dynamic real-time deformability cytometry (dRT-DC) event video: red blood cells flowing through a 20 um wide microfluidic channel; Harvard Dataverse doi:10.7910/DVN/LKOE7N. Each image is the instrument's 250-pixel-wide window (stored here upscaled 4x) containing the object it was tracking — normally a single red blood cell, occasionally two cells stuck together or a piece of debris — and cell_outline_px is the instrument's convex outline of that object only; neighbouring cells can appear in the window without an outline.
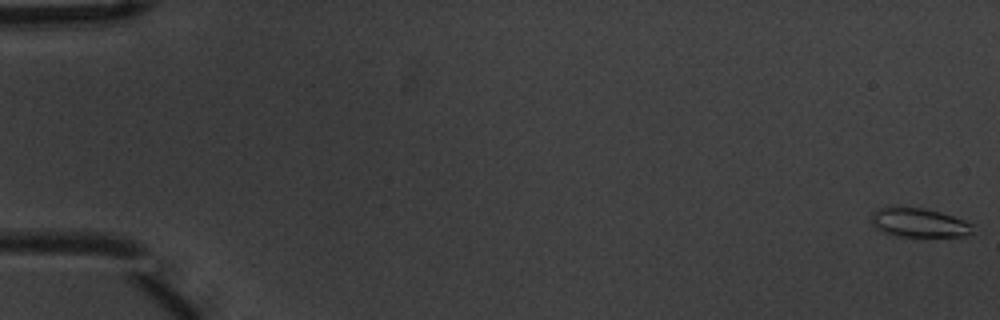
{"species": "common noctule bat (a hibernating species)", "species_latin": "Nyctalus noctula", "temperature_condition": "warm", "stored_images_in_passage": 4, "camera_frame_rate_fps": 3000, "um_per_image_px": 0.085, "animal": {"sex": "male", "body_mass_g": 20.1, "forearm_length_mm": 53.5}, "frame": {"image": 1, "passage_image": 1, "time_ms": 0.0, "image_size_px": [1000, 320], "cell_outline_px": [[972, 232], [960, 236], [896, 236], [884, 232], [876, 228], [872, 224], [872, 212], [880, 208], [924, 208], [940, 212], [964, 220], [972, 224]], "centroid_in_image_um": [78.1, 18.93], "position_along_channel_um": 6.9, "area_um2": 16.7}}